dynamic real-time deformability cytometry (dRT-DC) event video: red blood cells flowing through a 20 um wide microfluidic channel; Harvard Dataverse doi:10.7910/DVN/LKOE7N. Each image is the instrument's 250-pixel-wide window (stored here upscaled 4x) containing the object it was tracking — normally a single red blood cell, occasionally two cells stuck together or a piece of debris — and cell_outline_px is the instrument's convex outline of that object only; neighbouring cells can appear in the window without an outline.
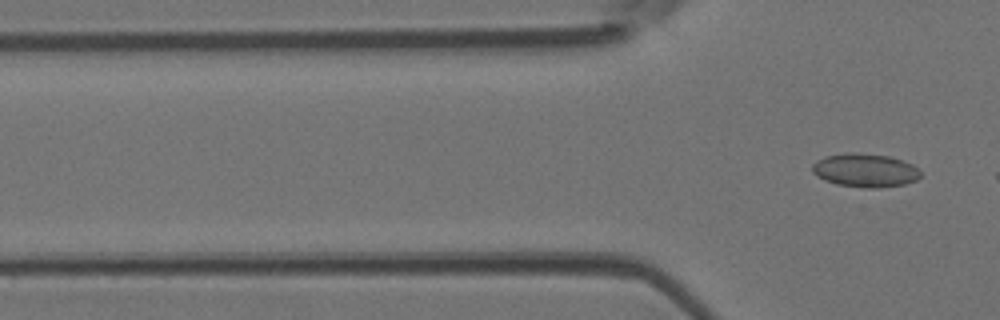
{"species": "Egyptian fruit bat (a non-hibernating species)", "species_latin": "Rousettus aegyptiacus", "temperature_condition": "room temperature", "stored_images_in_passage": 3, "camera_frame_rate_fps": 3000, "um_per_image_px": 0.085, "animal": {"sex": "female"}, "frame": {"image": 1, "passage_image": 3, "time_ms": 0.667, "image_size_px": [1000, 320], "cell_outline_px": [[920, 176], [916, 180], [904, 184], [880, 188], [860, 188], [836, 184], [824, 180], [816, 176], [812, 172], [812, 164], [816, 160], [824, 156], [844, 152], [856, 152], [888, 156], [912, 164], [920, 172]], "centroid_in_image_um": [73.47, 14.48], "position_along_channel_um": 52.3, "area_um2": 21.39}}